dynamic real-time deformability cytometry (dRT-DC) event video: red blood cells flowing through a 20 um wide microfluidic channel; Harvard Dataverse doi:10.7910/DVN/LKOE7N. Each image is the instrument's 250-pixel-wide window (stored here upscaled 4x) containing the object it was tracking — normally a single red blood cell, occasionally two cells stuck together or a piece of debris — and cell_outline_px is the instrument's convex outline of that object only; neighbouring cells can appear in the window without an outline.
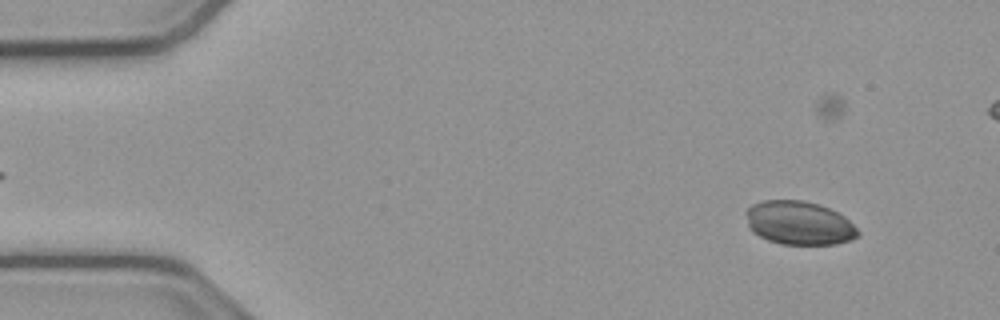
{"species": "common noctule bat (a hibernating species)", "species_latin": "Nyctalus noctula", "temperature_condition": "cold", "stored_images_in_passage": 55, "camera_frame_rate_fps": 3000, "um_per_image_px": 0.085, "animal": {"sex": "male", "body_mass_g": 23.1, "forearm_length_mm": 52.7}, "frame": {"image": 1, "passage_image": 5, "time_ms": 1.333, "image_size_px": [1000, 320], "cell_outline_px": [[860, 232], [852, 240], [836, 244], [780, 244], [768, 240], [752, 232], [748, 228], [744, 212], [752, 204], [764, 200], [804, 200], [828, 208], [844, 216]], "centroid_in_image_um": [67.87, 18.95], "position_along_channel_um": 17.1, "area_um2": 28.5}}
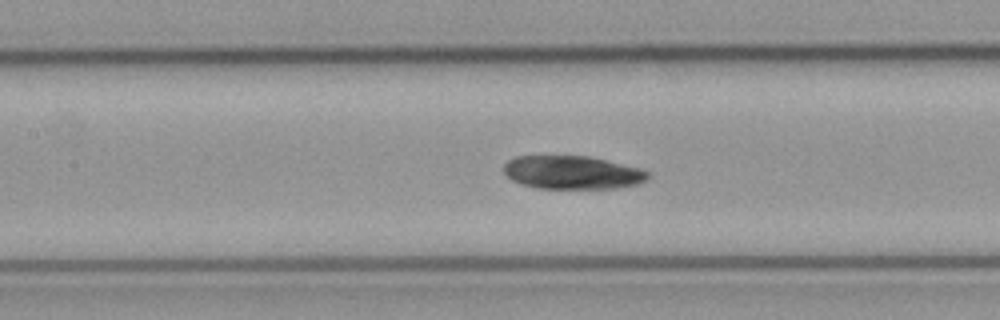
{"frame": {"image": 2, "passage_image": 24, "time_ms": 7.667, "image_size_px": [1000, 320], "cell_outline_px": [[652, 176], [648, 180], [636, 184], [616, 188], [536, 188], [520, 184], [512, 180], [504, 172], [504, 164], [508, 160], [516, 156], [588, 156], [640, 168], [648, 172]], "centroid_in_image_um": [48.65, 14.66], "position_along_channel_um": 158.8, "area_um2": 27.98}}
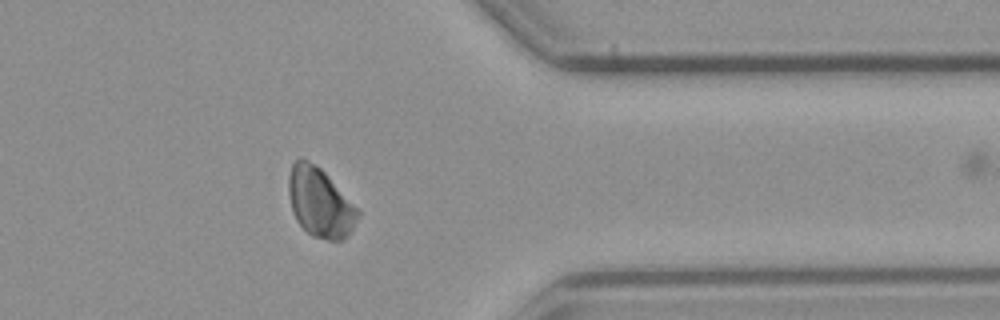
{"frame": {"image": 3, "passage_image": 43, "time_ms": 14.0, "image_size_px": [1000, 320], "cell_outline_px": [[360, 212], [348, 236], [344, 240], [328, 240], [312, 236], [296, 220], [292, 212], [288, 192], [288, 176], [292, 164], [300, 156], [308, 160], [320, 168], [360, 208]], "centroid_in_image_um": [27.2, 17.2], "position_along_channel_um": 384.2, "area_um2": 28.15}}